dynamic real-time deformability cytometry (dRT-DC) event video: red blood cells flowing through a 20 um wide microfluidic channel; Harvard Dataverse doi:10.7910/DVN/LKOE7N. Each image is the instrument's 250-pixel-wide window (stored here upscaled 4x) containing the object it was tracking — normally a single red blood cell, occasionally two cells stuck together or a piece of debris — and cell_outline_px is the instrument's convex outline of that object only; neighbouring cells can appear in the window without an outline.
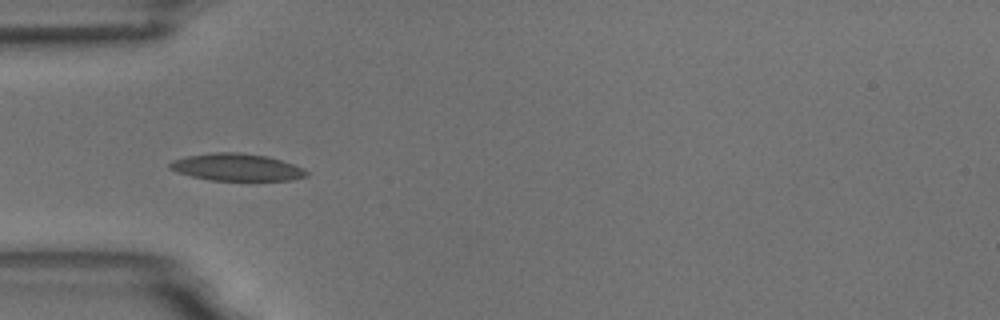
{"species": "common noctule bat (a hibernating species)", "species_latin": "Nyctalus noctula", "temperature_condition": "room temperature", "stored_images_in_passage": 7, "camera_frame_rate_fps": 3000, "um_per_image_px": 0.085, "animal": {"sex": "male", "body_mass_g": 18.8}, "frame": {"image": 1, "passage_image": 6, "time_ms": 5.667, "image_size_px": [1000, 320], "cell_outline_px": [[308, 176], [292, 180], [208, 180], [176, 172], [168, 168], [168, 164], [172, 160], [188, 156], [216, 152], [240, 152], [268, 156], [304, 168], [308, 172]], "centroid_in_image_um": [20.11, 14.21], "position_along_channel_um": 64.9, "area_um2": 21.68}}
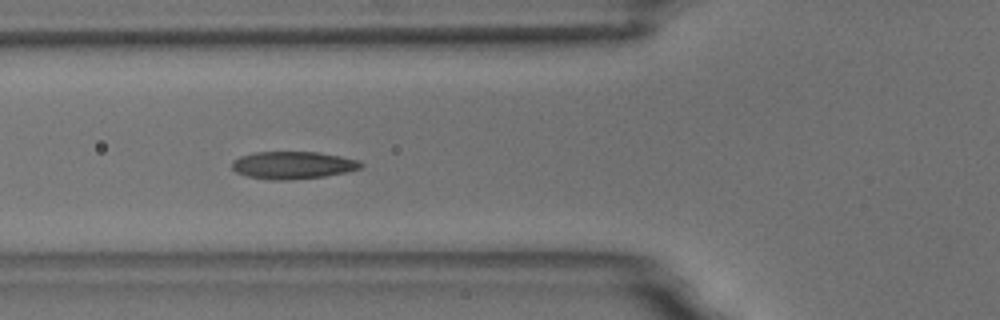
{"frame": {"image": 2, "passage_image": 7, "time_ms": 6.667, "image_size_px": [1000, 320], "cell_outline_px": [[364, 164], [360, 168], [344, 172], [324, 176], [288, 180], [268, 180], [248, 176], [236, 172], [232, 168], [232, 160], [240, 156], [256, 152], [320, 152], [360, 160]], "centroid_in_image_um": [24.88, 14.03], "position_along_channel_um": 100.9, "area_um2": 20.63}}